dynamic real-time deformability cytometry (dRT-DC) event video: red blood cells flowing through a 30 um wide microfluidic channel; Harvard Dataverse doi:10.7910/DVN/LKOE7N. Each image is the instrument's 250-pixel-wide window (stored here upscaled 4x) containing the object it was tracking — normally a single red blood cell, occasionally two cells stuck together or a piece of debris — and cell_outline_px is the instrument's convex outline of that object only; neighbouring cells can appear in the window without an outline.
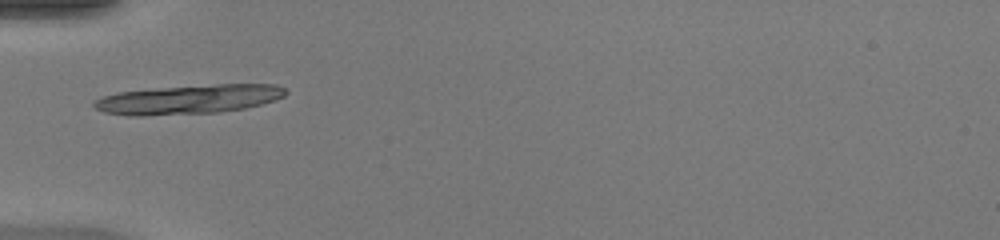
{"species": "common noctule bat (a hibernating species)", "species_latin": "Nyctalus noctula", "temperature_condition": "warm", "stored_images_in_passage": 33, "camera_frame_rate_fps": 3000, "um_per_image_px": 0.085, "animal": {"sex": "female", "body_mass_g": 20.0, "forearm_length_mm": 54.0}, "frame": {"image": 1, "passage_image": 1, "time_ms": 0.0, "image_size_px": [1000, 240], "cell_outline_px": [[288, 92], [284, 96], [276, 100], [244, 108], [220, 112], [144, 116], [128, 116], [104, 112], [96, 108], [92, 104], [96, 100], [104, 96], [116, 92], [160, 88], [216, 84], [276, 84], [284, 88]], "centroid_in_image_um": [16.05, 8.45], "position_along_channel_um": 69.0, "area_um2": 32.54}}
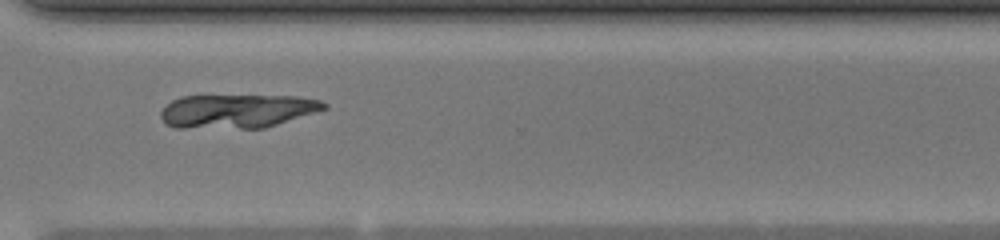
{"frame": {"image": 2, "passage_image": 21, "time_ms": 6.667, "image_size_px": [1000, 240], "cell_outline_px": [[328, 108], [264, 128], [176, 128], [164, 124], [160, 116], [160, 112], [172, 100], [180, 96], [296, 96], [320, 100], [328, 104]], "centroid_in_image_um": [20.13, 9.45], "position_along_channel_um": 350.5, "area_um2": 32.14}}
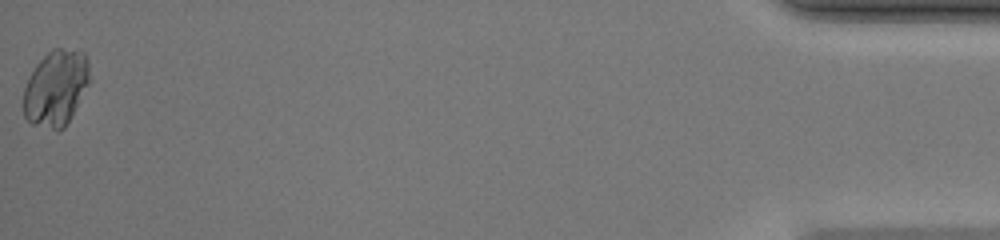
{"frame": {"image": 3, "passage_image": 33, "time_ms": 10.667, "image_size_px": [1000, 240], "cell_outline_px": [[92, 80], [64, 128], [56, 132], [32, 124], [24, 116], [24, 88], [36, 64], [52, 48], [60, 48], [84, 52], [88, 60]], "centroid_in_image_um": [4.78, 7.49], "position_along_channel_um": 430.4, "area_um2": 29.54}}